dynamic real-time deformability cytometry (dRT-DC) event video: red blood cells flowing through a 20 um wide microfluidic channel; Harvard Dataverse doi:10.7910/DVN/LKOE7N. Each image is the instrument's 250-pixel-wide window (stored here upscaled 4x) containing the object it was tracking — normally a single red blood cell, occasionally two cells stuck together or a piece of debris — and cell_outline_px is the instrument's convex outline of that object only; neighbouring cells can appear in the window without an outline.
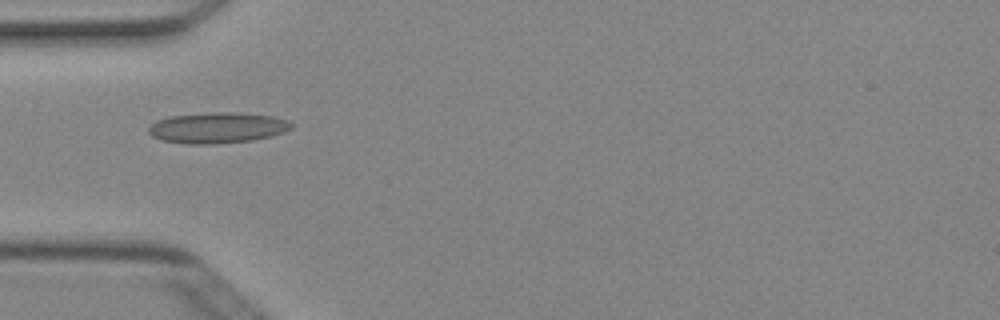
{"species": "Egyptian fruit bat (a non-hibernating species)", "species_latin": "Rousettus aegyptiacus", "temperature_condition": "cold", "stored_images_in_passage": 5, "camera_frame_rate_fps": 3000, "um_per_image_px": 0.085, "animal": {"sex": "female"}, "frame": {"image": 1, "passage_image": 5, "time_ms": 1.333, "image_size_px": [1000, 320], "cell_outline_px": [[296, 124], [292, 128], [284, 132], [272, 136], [252, 140], [216, 144], [188, 144], [160, 140], [152, 136], [148, 132], [148, 128], [156, 120], [168, 116], [212, 112], [232, 112], [272, 116], [288, 120]], "centroid_in_image_um": [18.49, 10.86], "position_along_channel_um": 66.5, "area_um2": 25.89}}